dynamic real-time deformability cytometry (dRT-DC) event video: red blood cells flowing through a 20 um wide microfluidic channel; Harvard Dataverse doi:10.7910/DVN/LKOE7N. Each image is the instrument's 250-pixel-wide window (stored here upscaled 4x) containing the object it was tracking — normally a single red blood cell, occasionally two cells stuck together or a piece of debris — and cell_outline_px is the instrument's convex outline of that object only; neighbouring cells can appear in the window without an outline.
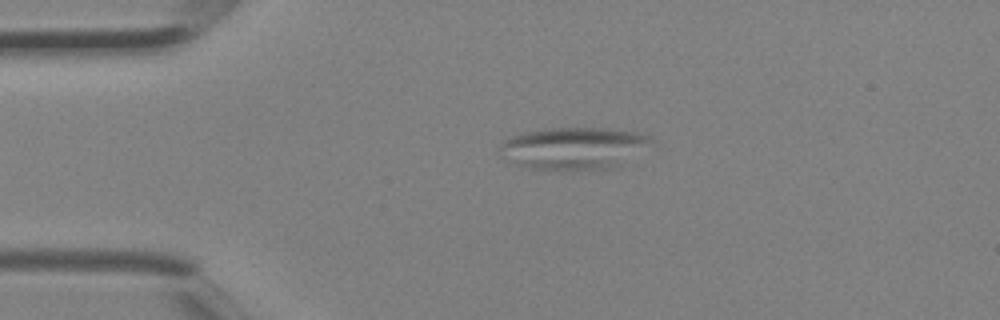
{"species": "Egyptian fruit bat (a non-hibernating species)", "species_latin": "Rousettus aegyptiacus", "temperature_condition": "room temperature", "stored_images_in_passage": 4, "camera_frame_rate_fps": 3000, "um_per_image_px": 0.085, "animal": {"sex": "female"}, "frame": {"image": 1, "passage_image": 3, "time_ms": 0.667, "image_size_px": [1000, 320], "cell_outline_px": [[656, 140], [620, 164], [612, 168], [560, 172], [528, 168], [504, 160], [500, 156], [500, 144], [504, 140], [512, 136], [524, 132], [552, 128], [608, 128], [636, 132], [648, 136]], "centroid_in_image_um": [48.69, 12.62], "position_along_channel_um": 36.3, "area_um2": 37.63}}